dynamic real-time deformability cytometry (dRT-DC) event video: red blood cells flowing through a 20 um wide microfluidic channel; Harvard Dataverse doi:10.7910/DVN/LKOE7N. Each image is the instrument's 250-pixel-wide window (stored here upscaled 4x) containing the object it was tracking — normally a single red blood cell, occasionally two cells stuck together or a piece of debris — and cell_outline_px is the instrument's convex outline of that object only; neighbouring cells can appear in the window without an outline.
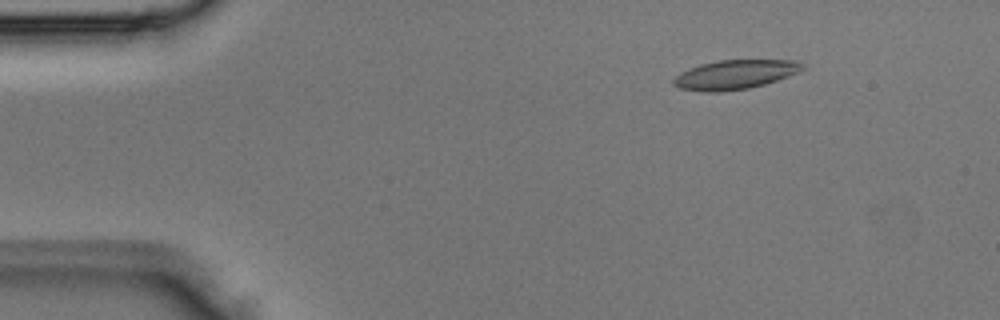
{"species": "Egyptian fruit bat (a non-hibernating species)", "species_latin": "Rousettus aegyptiacus", "temperature_condition": "room temperature", "stored_images_in_passage": 3, "camera_frame_rate_fps": 3000, "um_per_image_px": 0.085, "animal": {"sex": "male"}, "frame": {"image": 1, "passage_image": 2, "time_ms": 0.333, "image_size_px": [1000, 320], "cell_outline_px": [[804, 68], [800, 72], [764, 84], [748, 88], [720, 92], [700, 92], [680, 88], [672, 84], [672, 80], [680, 72], [700, 64], [716, 60], [796, 60], [804, 64]], "centroid_in_image_um": [62.45, 6.34], "position_along_channel_um": 22.5, "area_um2": 22.08}}